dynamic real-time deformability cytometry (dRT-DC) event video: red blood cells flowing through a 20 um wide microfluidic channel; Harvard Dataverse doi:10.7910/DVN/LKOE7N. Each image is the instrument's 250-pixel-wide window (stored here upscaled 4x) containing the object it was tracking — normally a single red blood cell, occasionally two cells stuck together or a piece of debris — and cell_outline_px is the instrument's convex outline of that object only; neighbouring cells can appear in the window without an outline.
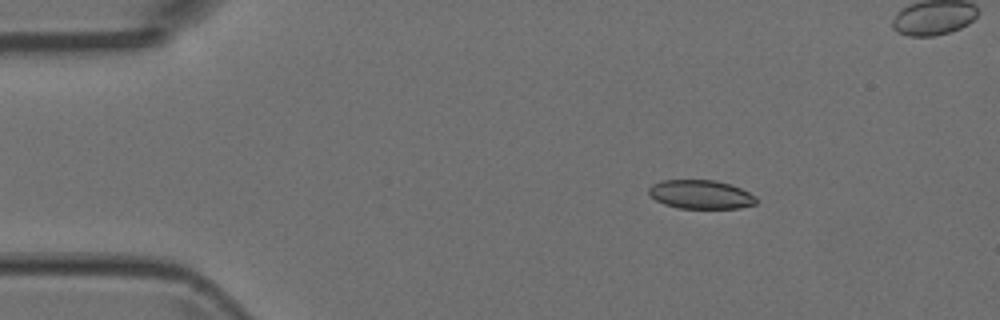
{"species": "Egyptian fruit bat (a non-hibernating species)", "species_latin": "Rousettus aegyptiacus", "temperature_condition": "room temperature", "stored_images_in_passage": 6, "camera_frame_rate_fps": 3000, "um_per_image_px": 0.085, "animal": {"sex": "female"}, "frame": {"image": 1, "passage_image": 3, "time_ms": 0.667, "image_size_px": [1000, 320], "cell_outline_px": [[756, 204], [740, 208], [680, 208], [664, 204], [656, 200], [648, 192], [648, 188], [652, 184], [660, 180], [712, 180], [732, 184], [756, 196]], "centroid_in_image_um": [59.56, 16.52], "position_along_channel_um": 25.4, "area_um2": 18.03}}